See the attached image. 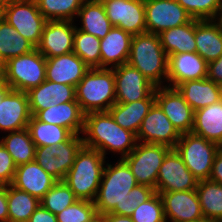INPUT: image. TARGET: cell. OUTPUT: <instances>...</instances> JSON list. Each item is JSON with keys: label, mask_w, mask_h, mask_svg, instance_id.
<instances>
[{"label": "cell", "mask_w": 222, "mask_h": 222, "mask_svg": "<svg viewBox=\"0 0 222 222\" xmlns=\"http://www.w3.org/2000/svg\"><path fill=\"white\" fill-rule=\"evenodd\" d=\"M221 146L193 133L181 134L176 144L188 170L198 179H209L216 153Z\"/></svg>", "instance_id": "52a82bcc"}, {"label": "cell", "mask_w": 222, "mask_h": 222, "mask_svg": "<svg viewBox=\"0 0 222 222\" xmlns=\"http://www.w3.org/2000/svg\"><path fill=\"white\" fill-rule=\"evenodd\" d=\"M35 117L44 123H51L67 128L72 134H82L85 114L79 103L69 101L40 110Z\"/></svg>", "instance_id": "d4e9b609"}, {"label": "cell", "mask_w": 222, "mask_h": 222, "mask_svg": "<svg viewBox=\"0 0 222 222\" xmlns=\"http://www.w3.org/2000/svg\"><path fill=\"white\" fill-rule=\"evenodd\" d=\"M0 222H8L7 185H0Z\"/></svg>", "instance_id": "c3c4849f"}, {"label": "cell", "mask_w": 222, "mask_h": 222, "mask_svg": "<svg viewBox=\"0 0 222 222\" xmlns=\"http://www.w3.org/2000/svg\"><path fill=\"white\" fill-rule=\"evenodd\" d=\"M136 185L135 177L123 159L118 158L113 164L106 162L93 201L96 213L121 215L122 202Z\"/></svg>", "instance_id": "7a4b0ae2"}, {"label": "cell", "mask_w": 222, "mask_h": 222, "mask_svg": "<svg viewBox=\"0 0 222 222\" xmlns=\"http://www.w3.org/2000/svg\"><path fill=\"white\" fill-rule=\"evenodd\" d=\"M79 200L69 186L62 181L55 185L40 200V204L55 215Z\"/></svg>", "instance_id": "f35d334b"}, {"label": "cell", "mask_w": 222, "mask_h": 222, "mask_svg": "<svg viewBox=\"0 0 222 222\" xmlns=\"http://www.w3.org/2000/svg\"><path fill=\"white\" fill-rule=\"evenodd\" d=\"M11 90V88L6 84L1 90H0V102L3 100L4 96Z\"/></svg>", "instance_id": "f5cc1de1"}, {"label": "cell", "mask_w": 222, "mask_h": 222, "mask_svg": "<svg viewBox=\"0 0 222 222\" xmlns=\"http://www.w3.org/2000/svg\"><path fill=\"white\" fill-rule=\"evenodd\" d=\"M8 222H28L40 205V200L31 194L7 185Z\"/></svg>", "instance_id": "e575fe53"}, {"label": "cell", "mask_w": 222, "mask_h": 222, "mask_svg": "<svg viewBox=\"0 0 222 222\" xmlns=\"http://www.w3.org/2000/svg\"><path fill=\"white\" fill-rule=\"evenodd\" d=\"M6 85L5 83V70L4 67H0V90Z\"/></svg>", "instance_id": "f907efd6"}, {"label": "cell", "mask_w": 222, "mask_h": 222, "mask_svg": "<svg viewBox=\"0 0 222 222\" xmlns=\"http://www.w3.org/2000/svg\"><path fill=\"white\" fill-rule=\"evenodd\" d=\"M16 164L0 142V185H10L14 179Z\"/></svg>", "instance_id": "ee69618b"}, {"label": "cell", "mask_w": 222, "mask_h": 222, "mask_svg": "<svg viewBox=\"0 0 222 222\" xmlns=\"http://www.w3.org/2000/svg\"><path fill=\"white\" fill-rule=\"evenodd\" d=\"M186 222H211V221H209L206 218H202V219H197V220H194V221H186Z\"/></svg>", "instance_id": "11a10c76"}, {"label": "cell", "mask_w": 222, "mask_h": 222, "mask_svg": "<svg viewBox=\"0 0 222 222\" xmlns=\"http://www.w3.org/2000/svg\"><path fill=\"white\" fill-rule=\"evenodd\" d=\"M127 63L139 70L156 87L167 85L168 56L158 34L146 32L133 35Z\"/></svg>", "instance_id": "3957f363"}, {"label": "cell", "mask_w": 222, "mask_h": 222, "mask_svg": "<svg viewBox=\"0 0 222 222\" xmlns=\"http://www.w3.org/2000/svg\"><path fill=\"white\" fill-rule=\"evenodd\" d=\"M193 18L197 20L218 19L222 10V0H176Z\"/></svg>", "instance_id": "ab89813d"}, {"label": "cell", "mask_w": 222, "mask_h": 222, "mask_svg": "<svg viewBox=\"0 0 222 222\" xmlns=\"http://www.w3.org/2000/svg\"><path fill=\"white\" fill-rule=\"evenodd\" d=\"M83 145L82 136L72 134L57 146L36 147L34 160L57 181H62Z\"/></svg>", "instance_id": "9c48e42d"}, {"label": "cell", "mask_w": 222, "mask_h": 222, "mask_svg": "<svg viewBox=\"0 0 222 222\" xmlns=\"http://www.w3.org/2000/svg\"><path fill=\"white\" fill-rule=\"evenodd\" d=\"M158 35L168 57L172 54L196 52L195 19L187 24L164 30Z\"/></svg>", "instance_id": "f1b7e54d"}, {"label": "cell", "mask_w": 222, "mask_h": 222, "mask_svg": "<svg viewBox=\"0 0 222 222\" xmlns=\"http://www.w3.org/2000/svg\"><path fill=\"white\" fill-rule=\"evenodd\" d=\"M81 136L84 146L98 150L105 158L109 151L123 159L138 143L136 134L118 125L109 111L85 114Z\"/></svg>", "instance_id": "6da1fadb"}, {"label": "cell", "mask_w": 222, "mask_h": 222, "mask_svg": "<svg viewBox=\"0 0 222 222\" xmlns=\"http://www.w3.org/2000/svg\"><path fill=\"white\" fill-rule=\"evenodd\" d=\"M75 94L84 114L108 111L116 103L113 69L90 68L77 84Z\"/></svg>", "instance_id": "5b68a950"}, {"label": "cell", "mask_w": 222, "mask_h": 222, "mask_svg": "<svg viewBox=\"0 0 222 222\" xmlns=\"http://www.w3.org/2000/svg\"><path fill=\"white\" fill-rule=\"evenodd\" d=\"M102 4L113 26L132 35L147 32L144 0H106Z\"/></svg>", "instance_id": "5bb4252c"}, {"label": "cell", "mask_w": 222, "mask_h": 222, "mask_svg": "<svg viewBox=\"0 0 222 222\" xmlns=\"http://www.w3.org/2000/svg\"><path fill=\"white\" fill-rule=\"evenodd\" d=\"M220 100L222 102V85H220Z\"/></svg>", "instance_id": "91938a15"}, {"label": "cell", "mask_w": 222, "mask_h": 222, "mask_svg": "<svg viewBox=\"0 0 222 222\" xmlns=\"http://www.w3.org/2000/svg\"><path fill=\"white\" fill-rule=\"evenodd\" d=\"M217 20L220 22V24L222 26V10H221L220 15Z\"/></svg>", "instance_id": "6f0895ef"}, {"label": "cell", "mask_w": 222, "mask_h": 222, "mask_svg": "<svg viewBox=\"0 0 222 222\" xmlns=\"http://www.w3.org/2000/svg\"><path fill=\"white\" fill-rule=\"evenodd\" d=\"M14 1H18V0H0V6L2 8L6 7L7 5H9L10 3L14 2Z\"/></svg>", "instance_id": "db71d44e"}, {"label": "cell", "mask_w": 222, "mask_h": 222, "mask_svg": "<svg viewBox=\"0 0 222 222\" xmlns=\"http://www.w3.org/2000/svg\"><path fill=\"white\" fill-rule=\"evenodd\" d=\"M198 181L188 170L180 154L172 148L159 169L156 192L196 190Z\"/></svg>", "instance_id": "4fadbf2b"}, {"label": "cell", "mask_w": 222, "mask_h": 222, "mask_svg": "<svg viewBox=\"0 0 222 222\" xmlns=\"http://www.w3.org/2000/svg\"><path fill=\"white\" fill-rule=\"evenodd\" d=\"M156 193L154 188L137 184L122 202L121 215L131 216L138 205L146 202Z\"/></svg>", "instance_id": "7bdbcfd3"}, {"label": "cell", "mask_w": 222, "mask_h": 222, "mask_svg": "<svg viewBox=\"0 0 222 222\" xmlns=\"http://www.w3.org/2000/svg\"><path fill=\"white\" fill-rule=\"evenodd\" d=\"M47 21H77L76 16L85 0H35Z\"/></svg>", "instance_id": "8d00e7d4"}, {"label": "cell", "mask_w": 222, "mask_h": 222, "mask_svg": "<svg viewBox=\"0 0 222 222\" xmlns=\"http://www.w3.org/2000/svg\"><path fill=\"white\" fill-rule=\"evenodd\" d=\"M144 7L147 33L160 34L193 19L176 0H144Z\"/></svg>", "instance_id": "7c38bea8"}, {"label": "cell", "mask_w": 222, "mask_h": 222, "mask_svg": "<svg viewBox=\"0 0 222 222\" xmlns=\"http://www.w3.org/2000/svg\"><path fill=\"white\" fill-rule=\"evenodd\" d=\"M159 193L166 222H186L204 218L196 190Z\"/></svg>", "instance_id": "ac0fdd59"}, {"label": "cell", "mask_w": 222, "mask_h": 222, "mask_svg": "<svg viewBox=\"0 0 222 222\" xmlns=\"http://www.w3.org/2000/svg\"><path fill=\"white\" fill-rule=\"evenodd\" d=\"M191 133L215 142L222 147V102L194 111Z\"/></svg>", "instance_id": "83f0119b"}, {"label": "cell", "mask_w": 222, "mask_h": 222, "mask_svg": "<svg viewBox=\"0 0 222 222\" xmlns=\"http://www.w3.org/2000/svg\"><path fill=\"white\" fill-rule=\"evenodd\" d=\"M171 149L163 144L138 142L123 160L128 164L137 184L149 186L156 191L159 169Z\"/></svg>", "instance_id": "ba28073f"}, {"label": "cell", "mask_w": 222, "mask_h": 222, "mask_svg": "<svg viewBox=\"0 0 222 222\" xmlns=\"http://www.w3.org/2000/svg\"><path fill=\"white\" fill-rule=\"evenodd\" d=\"M90 68L74 52L46 58V80L76 88Z\"/></svg>", "instance_id": "44dd1931"}, {"label": "cell", "mask_w": 222, "mask_h": 222, "mask_svg": "<svg viewBox=\"0 0 222 222\" xmlns=\"http://www.w3.org/2000/svg\"><path fill=\"white\" fill-rule=\"evenodd\" d=\"M87 222H104L103 215L100 213H96L93 217H91Z\"/></svg>", "instance_id": "816d5d0a"}, {"label": "cell", "mask_w": 222, "mask_h": 222, "mask_svg": "<svg viewBox=\"0 0 222 222\" xmlns=\"http://www.w3.org/2000/svg\"><path fill=\"white\" fill-rule=\"evenodd\" d=\"M208 63L196 52L178 53L168 57V87L190 81L207 78Z\"/></svg>", "instance_id": "ffe728a7"}, {"label": "cell", "mask_w": 222, "mask_h": 222, "mask_svg": "<svg viewBox=\"0 0 222 222\" xmlns=\"http://www.w3.org/2000/svg\"><path fill=\"white\" fill-rule=\"evenodd\" d=\"M133 35L113 26L109 33L100 39V68L113 69L128 61Z\"/></svg>", "instance_id": "cb8c5ba5"}, {"label": "cell", "mask_w": 222, "mask_h": 222, "mask_svg": "<svg viewBox=\"0 0 222 222\" xmlns=\"http://www.w3.org/2000/svg\"><path fill=\"white\" fill-rule=\"evenodd\" d=\"M5 83L13 90L28 92L46 80V58L34 49L4 63Z\"/></svg>", "instance_id": "8992f818"}, {"label": "cell", "mask_w": 222, "mask_h": 222, "mask_svg": "<svg viewBox=\"0 0 222 222\" xmlns=\"http://www.w3.org/2000/svg\"><path fill=\"white\" fill-rule=\"evenodd\" d=\"M34 49L36 47L4 18L0 20V60L3 64L11 58L30 53Z\"/></svg>", "instance_id": "1f68e13d"}, {"label": "cell", "mask_w": 222, "mask_h": 222, "mask_svg": "<svg viewBox=\"0 0 222 222\" xmlns=\"http://www.w3.org/2000/svg\"><path fill=\"white\" fill-rule=\"evenodd\" d=\"M155 102L180 134L191 133L194 123V110L176 88L156 87Z\"/></svg>", "instance_id": "2e32d148"}, {"label": "cell", "mask_w": 222, "mask_h": 222, "mask_svg": "<svg viewBox=\"0 0 222 222\" xmlns=\"http://www.w3.org/2000/svg\"><path fill=\"white\" fill-rule=\"evenodd\" d=\"M3 18V8L0 6V20Z\"/></svg>", "instance_id": "680465c9"}, {"label": "cell", "mask_w": 222, "mask_h": 222, "mask_svg": "<svg viewBox=\"0 0 222 222\" xmlns=\"http://www.w3.org/2000/svg\"><path fill=\"white\" fill-rule=\"evenodd\" d=\"M73 52L89 68H100V39L79 29H75Z\"/></svg>", "instance_id": "74e56055"}, {"label": "cell", "mask_w": 222, "mask_h": 222, "mask_svg": "<svg viewBox=\"0 0 222 222\" xmlns=\"http://www.w3.org/2000/svg\"><path fill=\"white\" fill-rule=\"evenodd\" d=\"M154 103L155 99H143L131 103H115L108 111L118 125L137 135L144 117Z\"/></svg>", "instance_id": "4dcf8cb0"}, {"label": "cell", "mask_w": 222, "mask_h": 222, "mask_svg": "<svg viewBox=\"0 0 222 222\" xmlns=\"http://www.w3.org/2000/svg\"><path fill=\"white\" fill-rule=\"evenodd\" d=\"M30 111L35 116L40 110L56 104L76 100L75 87L63 83L45 80L40 85L31 88L28 92Z\"/></svg>", "instance_id": "603a6c76"}, {"label": "cell", "mask_w": 222, "mask_h": 222, "mask_svg": "<svg viewBox=\"0 0 222 222\" xmlns=\"http://www.w3.org/2000/svg\"><path fill=\"white\" fill-rule=\"evenodd\" d=\"M31 117L27 92L11 89L0 102V131L3 133L27 128Z\"/></svg>", "instance_id": "d6986e66"}, {"label": "cell", "mask_w": 222, "mask_h": 222, "mask_svg": "<svg viewBox=\"0 0 222 222\" xmlns=\"http://www.w3.org/2000/svg\"><path fill=\"white\" fill-rule=\"evenodd\" d=\"M56 182L54 177L33 160L17 166L11 185L41 200Z\"/></svg>", "instance_id": "7402d4cb"}, {"label": "cell", "mask_w": 222, "mask_h": 222, "mask_svg": "<svg viewBox=\"0 0 222 222\" xmlns=\"http://www.w3.org/2000/svg\"><path fill=\"white\" fill-rule=\"evenodd\" d=\"M175 88L194 111L220 101V85L207 78L186 81Z\"/></svg>", "instance_id": "4316f807"}, {"label": "cell", "mask_w": 222, "mask_h": 222, "mask_svg": "<svg viewBox=\"0 0 222 222\" xmlns=\"http://www.w3.org/2000/svg\"><path fill=\"white\" fill-rule=\"evenodd\" d=\"M106 158L96 149L82 146L64 182L79 200L94 201L100 186Z\"/></svg>", "instance_id": "277c9868"}, {"label": "cell", "mask_w": 222, "mask_h": 222, "mask_svg": "<svg viewBox=\"0 0 222 222\" xmlns=\"http://www.w3.org/2000/svg\"><path fill=\"white\" fill-rule=\"evenodd\" d=\"M196 53L207 63L222 55V26L215 20L195 19Z\"/></svg>", "instance_id": "484cf974"}, {"label": "cell", "mask_w": 222, "mask_h": 222, "mask_svg": "<svg viewBox=\"0 0 222 222\" xmlns=\"http://www.w3.org/2000/svg\"><path fill=\"white\" fill-rule=\"evenodd\" d=\"M75 29V21H47L36 49L45 58L73 52Z\"/></svg>", "instance_id": "e0dca14e"}, {"label": "cell", "mask_w": 222, "mask_h": 222, "mask_svg": "<svg viewBox=\"0 0 222 222\" xmlns=\"http://www.w3.org/2000/svg\"><path fill=\"white\" fill-rule=\"evenodd\" d=\"M77 18L81 21V27H78L79 23H75L77 29L99 39H103L113 27L102 3L84 1Z\"/></svg>", "instance_id": "f546056e"}, {"label": "cell", "mask_w": 222, "mask_h": 222, "mask_svg": "<svg viewBox=\"0 0 222 222\" xmlns=\"http://www.w3.org/2000/svg\"><path fill=\"white\" fill-rule=\"evenodd\" d=\"M104 222H134L131 216H122L112 213L103 214Z\"/></svg>", "instance_id": "681fc988"}, {"label": "cell", "mask_w": 222, "mask_h": 222, "mask_svg": "<svg viewBox=\"0 0 222 222\" xmlns=\"http://www.w3.org/2000/svg\"><path fill=\"white\" fill-rule=\"evenodd\" d=\"M28 222H58L54 213L45 209L41 204L30 216Z\"/></svg>", "instance_id": "bcb514c9"}, {"label": "cell", "mask_w": 222, "mask_h": 222, "mask_svg": "<svg viewBox=\"0 0 222 222\" xmlns=\"http://www.w3.org/2000/svg\"><path fill=\"white\" fill-rule=\"evenodd\" d=\"M27 129L36 147L57 146L72 135L67 128L41 122L35 116L31 117Z\"/></svg>", "instance_id": "d590c367"}, {"label": "cell", "mask_w": 222, "mask_h": 222, "mask_svg": "<svg viewBox=\"0 0 222 222\" xmlns=\"http://www.w3.org/2000/svg\"><path fill=\"white\" fill-rule=\"evenodd\" d=\"M204 218L211 222L222 220V184L209 179L199 180L196 188Z\"/></svg>", "instance_id": "836d02e7"}, {"label": "cell", "mask_w": 222, "mask_h": 222, "mask_svg": "<svg viewBox=\"0 0 222 222\" xmlns=\"http://www.w3.org/2000/svg\"><path fill=\"white\" fill-rule=\"evenodd\" d=\"M95 214L96 209L92 201L77 200L56 214V217L58 222H87Z\"/></svg>", "instance_id": "b9f144b4"}, {"label": "cell", "mask_w": 222, "mask_h": 222, "mask_svg": "<svg viewBox=\"0 0 222 222\" xmlns=\"http://www.w3.org/2000/svg\"><path fill=\"white\" fill-rule=\"evenodd\" d=\"M207 79L222 85V55L208 63Z\"/></svg>", "instance_id": "f6af8a7d"}, {"label": "cell", "mask_w": 222, "mask_h": 222, "mask_svg": "<svg viewBox=\"0 0 222 222\" xmlns=\"http://www.w3.org/2000/svg\"><path fill=\"white\" fill-rule=\"evenodd\" d=\"M181 134L155 102L144 117L136 135L137 141L149 144H163L175 148Z\"/></svg>", "instance_id": "9a60e30c"}, {"label": "cell", "mask_w": 222, "mask_h": 222, "mask_svg": "<svg viewBox=\"0 0 222 222\" xmlns=\"http://www.w3.org/2000/svg\"><path fill=\"white\" fill-rule=\"evenodd\" d=\"M3 18L19 34L38 46L47 19L39 11L35 0H18L3 8Z\"/></svg>", "instance_id": "30bf717a"}, {"label": "cell", "mask_w": 222, "mask_h": 222, "mask_svg": "<svg viewBox=\"0 0 222 222\" xmlns=\"http://www.w3.org/2000/svg\"><path fill=\"white\" fill-rule=\"evenodd\" d=\"M131 218L134 222H166L163 202L159 193H155L146 202L138 205Z\"/></svg>", "instance_id": "60d3db41"}, {"label": "cell", "mask_w": 222, "mask_h": 222, "mask_svg": "<svg viewBox=\"0 0 222 222\" xmlns=\"http://www.w3.org/2000/svg\"><path fill=\"white\" fill-rule=\"evenodd\" d=\"M209 180L222 184V147L215 155Z\"/></svg>", "instance_id": "7dc6e473"}, {"label": "cell", "mask_w": 222, "mask_h": 222, "mask_svg": "<svg viewBox=\"0 0 222 222\" xmlns=\"http://www.w3.org/2000/svg\"><path fill=\"white\" fill-rule=\"evenodd\" d=\"M0 142L9 152L16 166L35 159L36 145L27 128L6 133L0 137Z\"/></svg>", "instance_id": "d6a6232c"}, {"label": "cell", "mask_w": 222, "mask_h": 222, "mask_svg": "<svg viewBox=\"0 0 222 222\" xmlns=\"http://www.w3.org/2000/svg\"><path fill=\"white\" fill-rule=\"evenodd\" d=\"M0 67H4V64L2 63L1 60H0Z\"/></svg>", "instance_id": "94428289"}, {"label": "cell", "mask_w": 222, "mask_h": 222, "mask_svg": "<svg viewBox=\"0 0 222 222\" xmlns=\"http://www.w3.org/2000/svg\"><path fill=\"white\" fill-rule=\"evenodd\" d=\"M116 103H131L143 99H155L156 86L139 70L128 63L113 68Z\"/></svg>", "instance_id": "8fae6325"}, {"label": "cell", "mask_w": 222, "mask_h": 222, "mask_svg": "<svg viewBox=\"0 0 222 222\" xmlns=\"http://www.w3.org/2000/svg\"><path fill=\"white\" fill-rule=\"evenodd\" d=\"M85 1L103 3L106 0H85Z\"/></svg>", "instance_id": "9f6ffc18"}]
</instances>
